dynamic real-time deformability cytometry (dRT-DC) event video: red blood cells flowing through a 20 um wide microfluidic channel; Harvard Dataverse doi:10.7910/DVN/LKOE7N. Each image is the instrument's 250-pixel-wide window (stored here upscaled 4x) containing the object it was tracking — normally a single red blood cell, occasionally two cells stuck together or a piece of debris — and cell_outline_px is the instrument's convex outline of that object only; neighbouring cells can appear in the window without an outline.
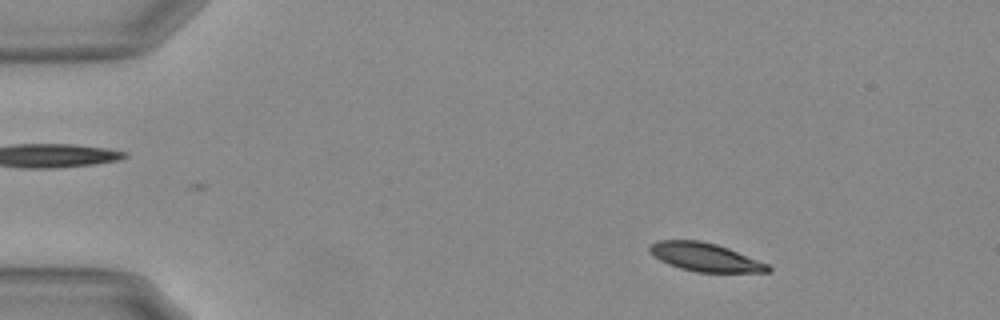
{"species": "Egyptian fruit bat (a non-hibernating species)", "species_latin": "Rousettus aegyptiacus", "temperature_condition": "warm", "stored_images_in_passage": 56, "camera_frame_rate_fps": 3000, "um_per_image_px": 0.085, "animal": {"sex": "female"}, "frame": {"image": 1, "passage_image": 8, "time_ms": 2.333, "image_size_px": [1000, 320], "cell_outline_px": [[772, 272], [696, 272], [680, 268], [668, 264], [660, 260], [648, 248], [652, 244], [660, 240], [700, 240], [716, 244], [728, 248], [768, 264], [772, 268]], "centroid_in_image_um": [59.97, 21.86], "position_along_channel_um": 25.0, "area_um2": 19.36}}
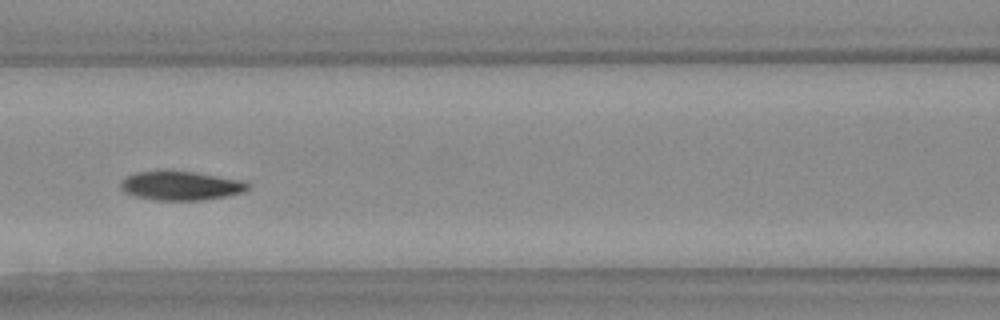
{"frame": {"image": 2, "passage_image": 25, "time_ms": 8.0, "image_size_px": [1000, 320], "cell_outline_px": [[248, 188], [244, 192], [204, 200], [156, 200], [136, 196], [124, 192], [120, 188], [120, 184], [128, 176], [136, 172], [192, 172], [240, 180], [248, 184]], "centroid_in_image_um": [15.36, 15.81], "position_along_channel_um": 151.2, "area_um2": 20.81}}
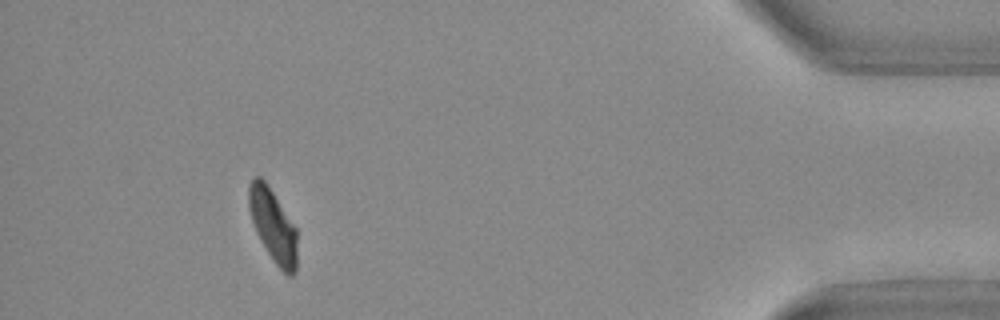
{"frame": {"image": 3, "passage_image": 51, "time_ms": 16.667, "image_size_px": [1000, 320], "cell_outline_px": [[296, 272], [292, 276], [288, 276], [276, 264], [268, 252], [256, 232], [248, 208], [248, 184], [252, 176], [260, 176], [268, 184], [296, 228]], "centroid_in_image_um": [23.18, 19.12], "position_along_channel_um": 412.0, "area_um2": 20.46}, "authors_computed_cell_mechanics": {"area_um2": 20.9236, "velocity_mm_per_s": 3.6854, "shape_relaxation_time_tau1_ms": 5.2821, "shape_relaxation_time_tau2_ms": null, "deformation_change_tau1": 0.1976, "deformation_change_tau2": null}}